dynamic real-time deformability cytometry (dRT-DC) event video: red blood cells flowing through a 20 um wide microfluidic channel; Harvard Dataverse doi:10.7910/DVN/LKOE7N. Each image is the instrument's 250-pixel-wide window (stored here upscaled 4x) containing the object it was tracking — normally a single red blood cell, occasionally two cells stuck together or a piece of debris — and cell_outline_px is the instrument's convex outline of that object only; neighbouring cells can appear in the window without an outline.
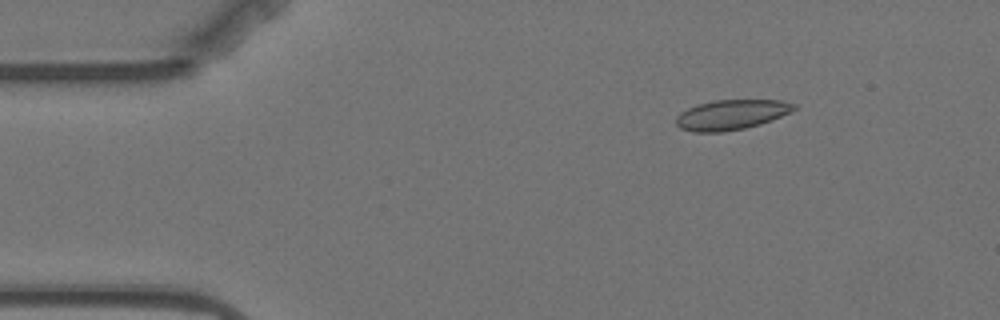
{"species": "Egyptian fruit bat (a non-hibernating species)", "species_latin": "Rousettus aegyptiacus", "temperature_condition": "warm", "stored_images_in_passage": 4, "camera_frame_rate_fps": 3000, "um_per_image_px": 0.085, "animal": {"sex": "female"}, "frame": {"image": 1, "passage_image": 2, "time_ms": 2.0, "image_size_px": [1000, 320], "cell_outline_px": [[796, 108], [792, 112], [772, 120], [760, 124], [744, 128], [724, 132], [692, 132], [680, 128], [676, 124], [676, 116], [680, 112], [696, 104], [712, 100], [780, 100], [796, 104]], "centroid_in_image_um": [62.15, 9.75], "position_along_channel_um": 22.8, "area_um2": 20.81}}